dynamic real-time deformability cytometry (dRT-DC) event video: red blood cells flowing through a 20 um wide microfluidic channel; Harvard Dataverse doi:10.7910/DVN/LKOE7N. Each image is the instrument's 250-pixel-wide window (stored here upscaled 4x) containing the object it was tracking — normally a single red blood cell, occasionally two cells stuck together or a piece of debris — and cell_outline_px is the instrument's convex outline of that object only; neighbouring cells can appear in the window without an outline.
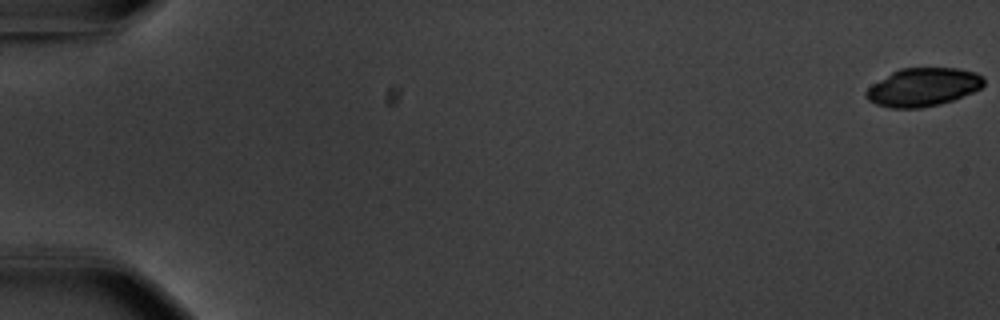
{"species": "common noctule bat (a hibernating species)", "species_latin": "Nyctalus noctula", "temperature_condition": "warm", "stored_images_in_passage": 56, "camera_frame_rate_fps": 3000, "um_per_image_px": 0.085, "animal": {"sex": "male", "body_mass_g": 20.1, "forearm_length_mm": 53.5}, "frame": {"image": 1, "passage_image": 1, "time_ms": 0.0, "image_size_px": [1000, 320], "cell_outline_px": [[984, 84], [980, 88], [972, 92], [952, 100], [940, 104], [920, 108], [888, 108], [876, 104], [868, 100], [864, 96], [864, 92], [872, 84], [892, 72], [900, 68], [956, 68], [976, 72], [984, 76]], "centroid_in_image_um": [78.44, 7.41], "position_along_channel_um": 6.6, "area_um2": 26.3}}
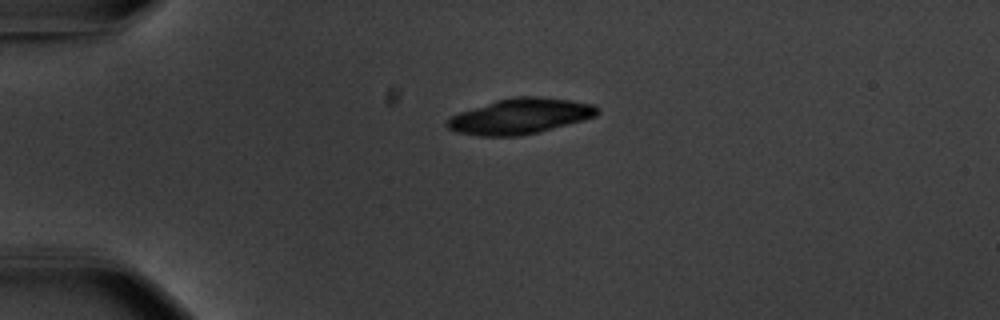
{"frame": {"image": 2, "passage_image": 15, "time_ms": 4.667, "image_size_px": [1000, 320], "cell_outline_px": [[600, 112], [596, 116], [552, 128], [520, 136], [480, 136], [456, 132], [448, 128], [444, 124], [444, 120], [460, 112], [496, 100], [516, 96], [536, 96], [572, 100], [596, 104], [600, 108]], "centroid_in_image_um": [44.2, 9.87], "position_along_channel_um": 40.8, "area_um2": 31.04}}